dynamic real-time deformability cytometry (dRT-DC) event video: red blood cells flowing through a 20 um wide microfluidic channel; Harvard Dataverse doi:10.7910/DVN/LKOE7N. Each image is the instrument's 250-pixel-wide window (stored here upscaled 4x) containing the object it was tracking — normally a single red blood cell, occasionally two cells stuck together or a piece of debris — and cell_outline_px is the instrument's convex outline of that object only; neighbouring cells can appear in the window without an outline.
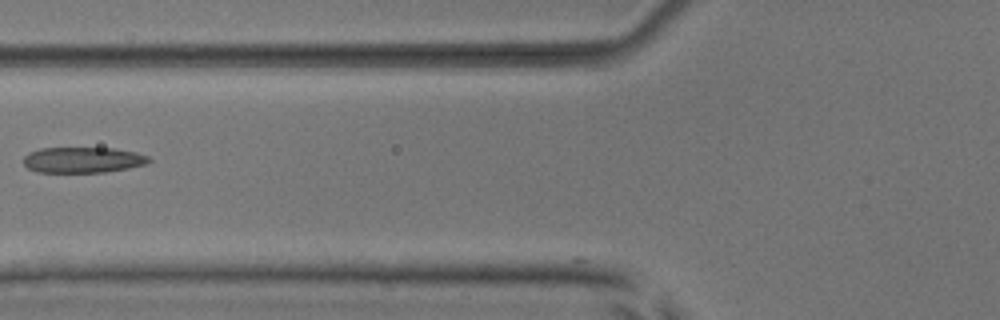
{"species": "common noctule bat (a hibernating species)", "species_latin": "Nyctalus noctula", "temperature_condition": "room temperature", "stored_images_in_passage": 5, "camera_frame_rate_fps": 3000, "um_per_image_px": 0.085, "animal": {"sex": "male", "body_mass_g": 17.9, "forearm_length_mm": 54.2}, "frame": {"image": 1, "passage_image": 4, "time_ms": 3.667, "image_size_px": [1000, 320], "cell_outline_px": [[152, 160], [148, 164], [128, 168], [104, 172], [36, 172], [28, 168], [24, 164], [24, 156], [28, 152], [40, 148], [116, 148], [136, 152], [148, 156]], "centroid_in_image_um": [7.06, 13.59], "position_along_channel_um": 118.7, "area_um2": 18.96}}
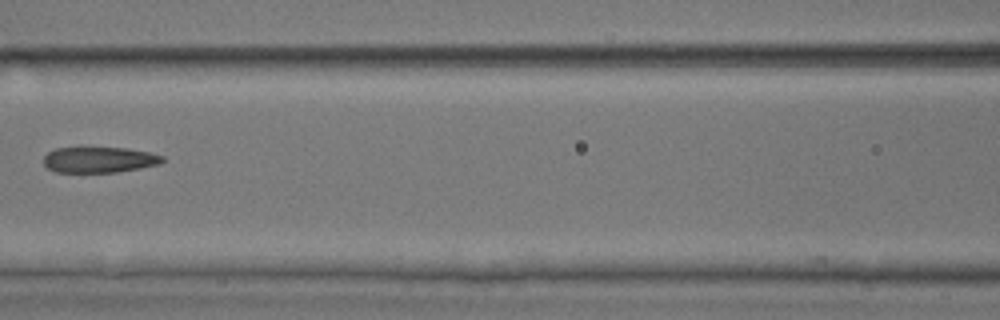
{"frame": {"image": 2, "passage_image": 5, "time_ms": 4.667, "image_size_px": [1000, 320], "cell_outline_px": [[164, 160], [160, 164], [140, 168], [116, 172], [56, 172], [48, 168], [44, 164], [44, 156], [48, 152], [56, 148], [80, 144], [128, 148], [148, 152], [164, 156]], "centroid_in_image_um": [8.39, 13.52], "position_along_channel_um": 158.2, "area_um2": 18.79}}